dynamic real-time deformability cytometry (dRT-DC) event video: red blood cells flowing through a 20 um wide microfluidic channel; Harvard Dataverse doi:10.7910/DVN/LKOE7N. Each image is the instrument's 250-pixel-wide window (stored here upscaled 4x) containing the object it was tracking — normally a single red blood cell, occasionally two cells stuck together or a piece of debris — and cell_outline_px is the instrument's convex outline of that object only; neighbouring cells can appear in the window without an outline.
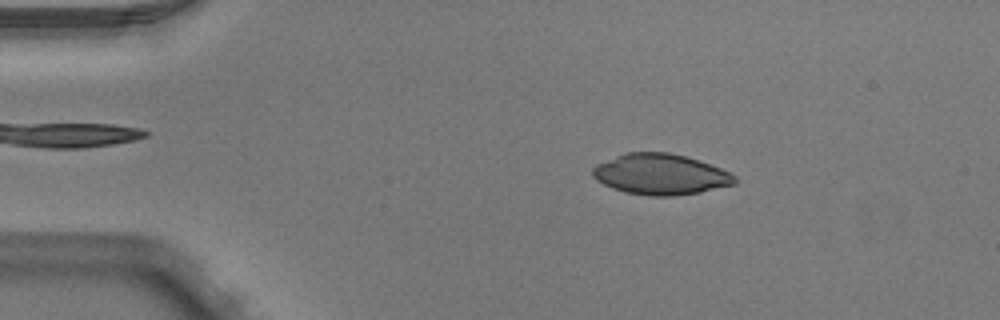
{"species": "Egyptian fruit bat (a non-hibernating species)", "species_latin": "Rousettus aegyptiacus", "temperature_condition": "warm", "stored_images_in_passage": 6, "camera_frame_rate_fps": 3000, "um_per_image_px": 0.085, "animal": {"sex": "male"}, "frame": {"image": 1, "passage_image": 2, "time_ms": 0.333, "image_size_px": [1000, 320], "cell_outline_px": [[736, 184], [700, 192], [672, 196], [648, 196], [624, 192], [612, 188], [596, 180], [592, 176], [592, 168], [596, 164], [616, 156], [628, 152], [668, 152], [688, 156], [700, 160], [720, 168], [736, 176]], "centroid_in_image_um": [56.14, 14.81], "position_along_channel_um": 28.9, "area_um2": 33.93}}